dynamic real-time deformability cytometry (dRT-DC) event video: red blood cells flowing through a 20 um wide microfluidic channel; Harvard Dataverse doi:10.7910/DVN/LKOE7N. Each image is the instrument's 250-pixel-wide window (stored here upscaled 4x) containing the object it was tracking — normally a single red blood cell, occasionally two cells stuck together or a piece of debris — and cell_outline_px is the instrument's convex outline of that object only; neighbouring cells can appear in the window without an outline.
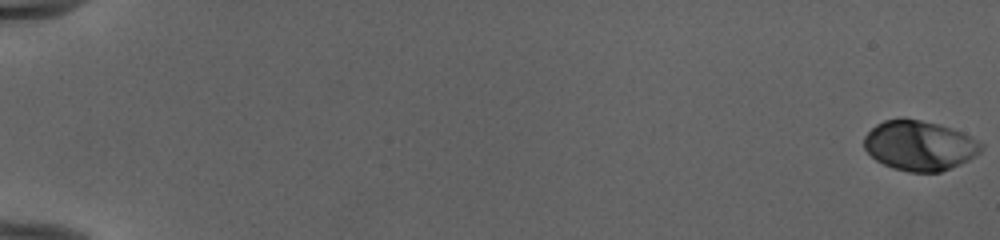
{"species": "human", "species_latin": "Homo sapiens", "temperature_condition": "cold", "stored_images_in_passage": 54, "camera_frame_rate_fps": 3000, "um_per_image_px": 0.085, "donor": {"sex": "female"}, "frame": {"image": 1, "passage_image": 1, "time_ms": 0.0, "image_size_px": [1000, 240], "cell_outline_px": [[984, 144], [980, 152], [968, 160], [960, 164], [940, 172], [908, 172], [892, 168], [876, 160], [864, 148], [864, 136], [876, 124], [884, 120], [920, 120], [940, 124], [952, 128]], "centroid_in_image_um": [78.15, 12.39], "position_along_channel_um": 6.9, "area_um2": 33.64}}
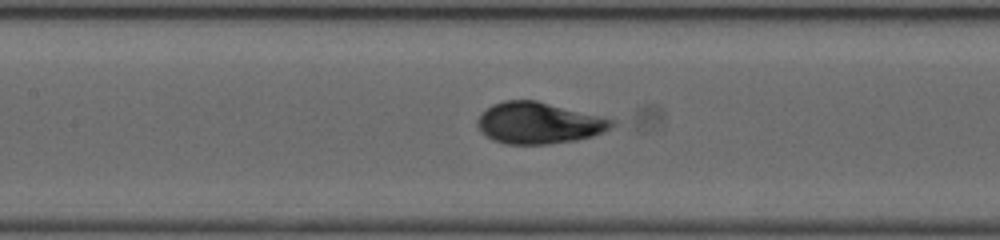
{"frame": {"image": 2, "passage_image": 28, "time_ms": 9.0, "image_size_px": [1000, 240], "cell_outline_px": [[616, 124], [604, 132], [592, 136], [576, 140], [548, 144], [508, 144], [492, 140], [480, 132], [476, 124], [476, 120], [492, 104], [504, 100], [536, 100], [616, 120]], "centroid_in_image_um": [45.78, 10.46], "position_along_channel_um": 161.6, "area_um2": 32.43}}
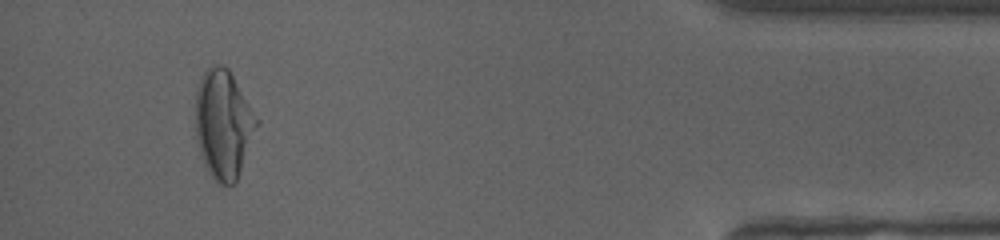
{"frame": {"image": 3, "passage_image": 51, "time_ms": 16.667, "image_size_px": [1000, 240], "cell_outline_px": [[260, 124], [236, 180], [232, 184], [220, 184], [208, 172], [204, 164], [200, 152], [196, 136], [196, 88], [204, 72], [212, 64], [220, 64], [228, 68], [260, 120]], "centroid_in_image_um": [19.01, 10.53], "position_along_channel_um": 416.2, "area_um2": 38.78}, "authors_computed_cell_mechanics": {"area_um2": 32.8593, "velocity_mm_per_s": 3.9937, "shape_relaxation_time_tau1_ms": 3.5996, "shape_relaxation_time_tau2_ms": null, "deformation_change_tau1": 0.1705, "deformation_change_tau2": null}}